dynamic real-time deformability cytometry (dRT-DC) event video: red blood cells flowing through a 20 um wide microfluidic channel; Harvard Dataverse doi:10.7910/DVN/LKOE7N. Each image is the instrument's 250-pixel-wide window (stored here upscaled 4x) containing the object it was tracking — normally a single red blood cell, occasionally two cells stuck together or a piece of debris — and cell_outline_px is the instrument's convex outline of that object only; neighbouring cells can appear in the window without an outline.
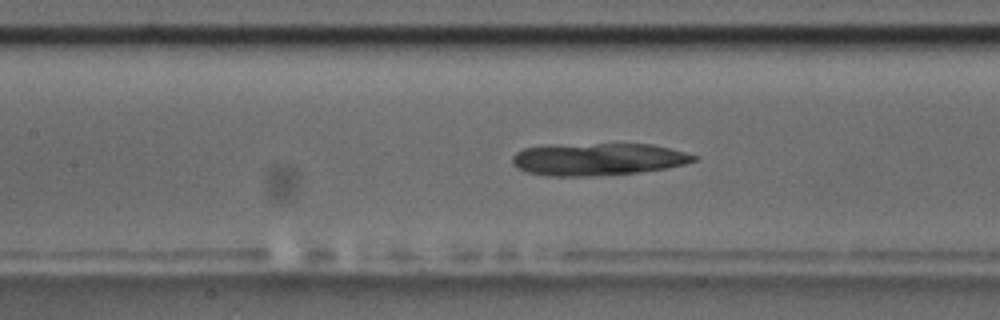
{"species": "common noctule bat (a hibernating species)", "species_latin": "Nyctalus noctula", "temperature_condition": "room temperature", "stored_images_in_passage": 45, "camera_frame_rate_fps": 3000, "um_per_image_px": 0.085, "animal": {"sex": "male", "body_mass_g": 17.5, "forearm_length_mm": 52.3}, "frame": {"image": 1, "passage_image": 26, "time_ms": 8.333, "image_size_px": [1000, 320], "cell_outline_px": [[696, 160], [684, 164], [664, 168], [636, 172], [588, 176], [548, 176], [528, 172], [516, 168], [512, 164], [512, 156], [516, 152], [524, 148], [544, 144], [652, 144], [684, 152], [696, 156]], "centroid_in_image_um": [50.72, 13.52], "position_along_channel_um": 156.7, "area_um2": 34.16}}